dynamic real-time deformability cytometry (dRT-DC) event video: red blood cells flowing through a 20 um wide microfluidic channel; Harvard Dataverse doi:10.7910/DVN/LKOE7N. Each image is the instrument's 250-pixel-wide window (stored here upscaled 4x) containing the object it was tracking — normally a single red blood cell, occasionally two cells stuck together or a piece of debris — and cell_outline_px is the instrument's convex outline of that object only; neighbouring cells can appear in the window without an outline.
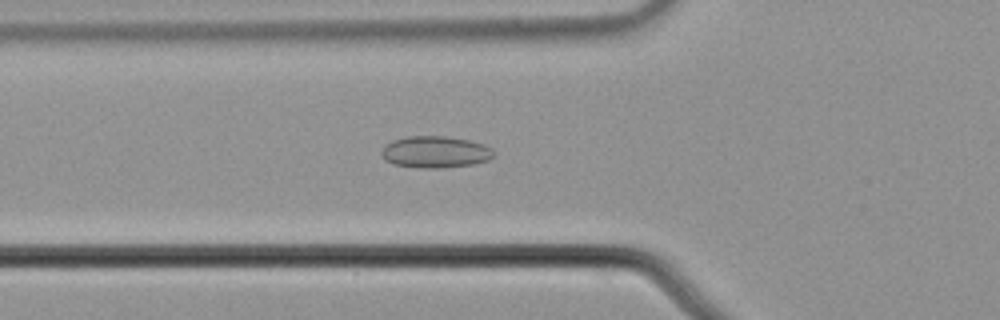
{"species": "common noctule bat (a hibernating species)", "species_latin": "Nyctalus noctula", "temperature_condition": "cold", "stored_images_in_passage": 57, "camera_frame_rate_fps": 3000, "um_per_image_px": 0.085, "animal": {"sex": "male", "body_mass_g": 21.5, "forearm_length_mm": 52.0}, "frame": {"image": 1, "passage_image": 21, "time_ms": 6.667, "image_size_px": [1000, 320], "cell_outline_px": [[492, 156], [488, 160], [472, 164], [440, 168], [424, 168], [392, 164], [384, 160], [380, 156], [380, 152], [392, 140], [408, 136], [444, 136], [468, 140], [484, 144], [492, 148]], "centroid_in_image_um": [36.96, 12.92], "position_along_channel_um": 88.8, "area_um2": 20.63}}
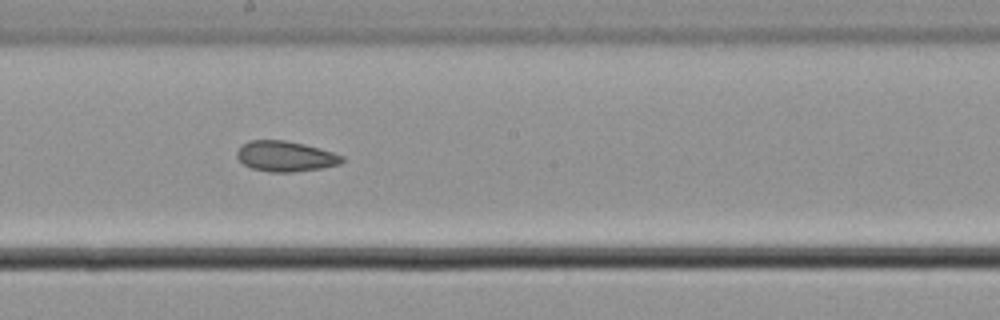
{"frame": {"image": 2, "passage_image": 32, "time_ms": 10.333, "image_size_px": [1000, 320], "cell_outline_px": [[344, 160], [340, 164], [324, 168], [292, 172], [268, 172], [252, 168], [244, 164], [236, 156], [236, 152], [248, 140], [284, 140], [304, 144], [332, 152], [344, 156]], "centroid_in_image_um": [24.27, 13.29], "position_along_channel_um": 223.9, "area_um2": 18.61}}
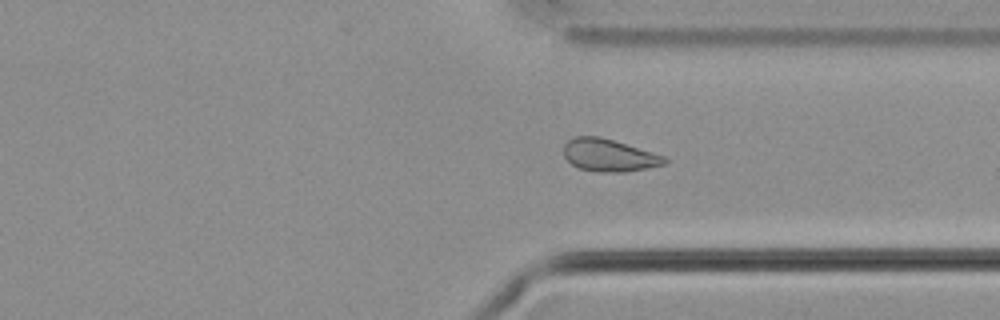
{"frame": {"image": 3, "passage_image": 43, "time_ms": 14.0, "image_size_px": [1000, 320], "cell_outline_px": [[668, 164], [648, 168], [624, 172], [596, 172], [580, 168], [572, 164], [564, 156], [564, 144], [568, 140], [576, 136], [600, 136], [664, 156], [668, 160]], "centroid_in_image_um": [51.77, 13.2], "position_along_channel_um": 359.6, "area_um2": 19.02}, "authors_computed_cell_mechanics": {"area_um2": 20.1722, "velocity_mm_per_s": 3.6846, "shape_relaxation_time_tau1_ms": null, "shape_relaxation_time_tau2_ms": 5.6239, "deformation_change_tau1": null, "deformation_change_tau2": 0.0994}}